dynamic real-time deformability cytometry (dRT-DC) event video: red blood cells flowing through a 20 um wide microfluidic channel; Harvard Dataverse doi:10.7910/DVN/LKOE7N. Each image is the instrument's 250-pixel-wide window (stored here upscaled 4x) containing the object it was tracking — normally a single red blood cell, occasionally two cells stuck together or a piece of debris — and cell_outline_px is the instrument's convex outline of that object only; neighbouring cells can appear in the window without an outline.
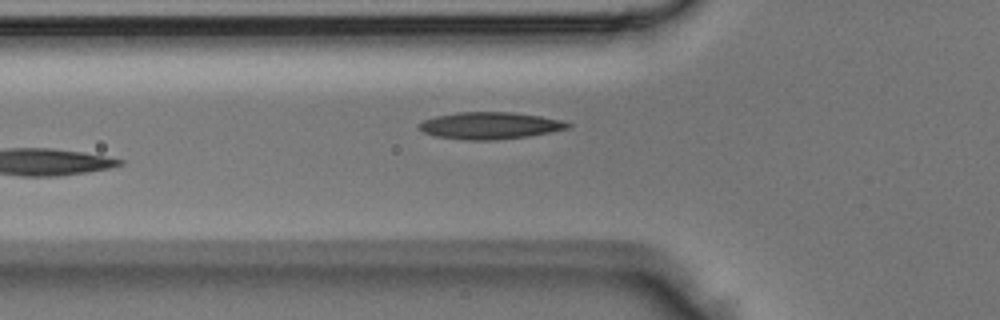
{"species": "Egyptian fruit bat (a non-hibernating species)", "species_latin": "Rousettus aegyptiacus", "temperature_condition": "room temperature", "stored_images_in_passage": 5, "camera_frame_rate_fps": 3000, "um_per_image_px": 0.085, "animal": {"sex": "male"}, "frame": {"image": 1, "passage_image": 5, "time_ms": 1.333, "image_size_px": [1000, 320], "cell_outline_px": [[572, 128], [552, 132], [528, 136], [492, 140], [464, 140], [436, 136], [424, 132], [416, 128], [416, 124], [424, 120], [436, 116], [460, 112], [512, 112], [540, 116], [560, 120], [572, 124]], "centroid_in_image_um": [41.64, 10.68], "position_along_channel_um": 84.2, "area_um2": 23.47}}